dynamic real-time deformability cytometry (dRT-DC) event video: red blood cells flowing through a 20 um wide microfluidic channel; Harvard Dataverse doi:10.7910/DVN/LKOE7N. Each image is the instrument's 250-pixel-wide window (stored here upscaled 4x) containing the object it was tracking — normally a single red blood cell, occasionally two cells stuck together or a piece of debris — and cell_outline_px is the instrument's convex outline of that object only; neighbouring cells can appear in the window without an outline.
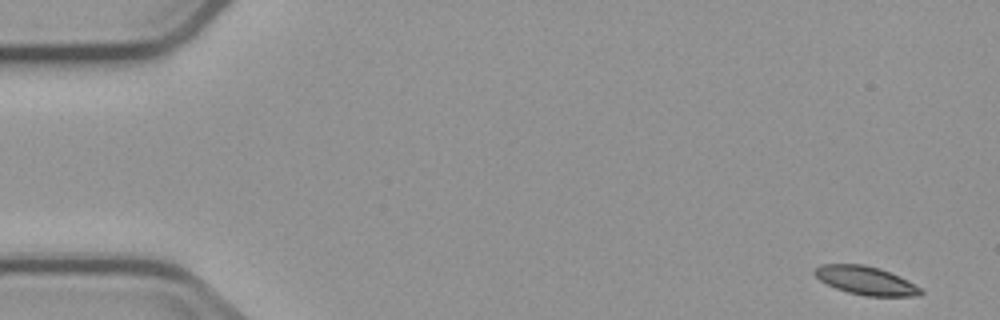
{"species": "common noctule bat (a hibernating species)", "species_latin": "Nyctalus noctula", "temperature_condition": "cold", "stored_images_in_passage": 5, "camera_frame_rate_fps": 3000, "um_per_image_px": 0.085, "animal": {"sex": "male", "body_mass_g": 23.1, "forearm_length_mm": 52.7}, "frame": {"image": 1, "passage_image": 1, "time_ms": 0.0, "image_size_px": [1000, 320], "cell_outline_px": [[924, 292], [920, 296], [864, 296], [848, 292], [836, 288], [820, 280], [812, 272], [820, 264], [864, 264], [880, 268], [920, 288]], "centroid_in_image_um": [73.55, 23.84], "position_along_channel_um": 11.5, "area_um2": 17.28}}
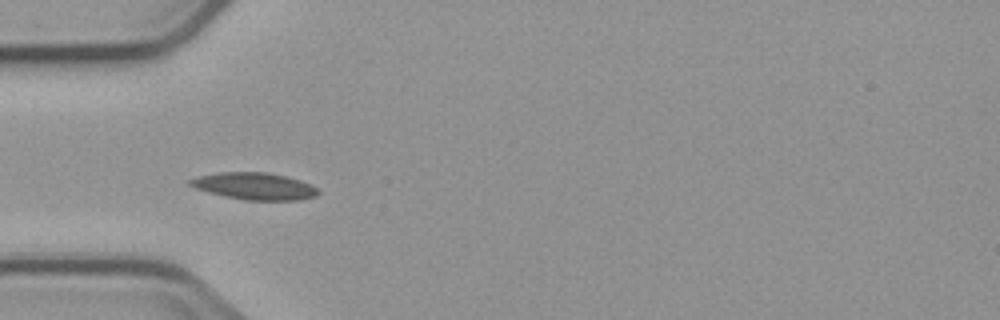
{"frame": {"image": 2, "passage_image": 4, "time_ms": 5.0, "image_size_px": [1000, 320], "cell_outline_px": [[320, 192], [316, 196], [300, 200], [244, 200], [224, 196], [208, 192], [196, 188], [188, 184], [188, 180], [196, 176], [216, 172], [264, 172], [284, 176], [300, 180], [316, 188]], "centroid_in_image_um": [21.58, 15.82], "position_along_channel_um": 63.4, "area_um2": 20.11}}
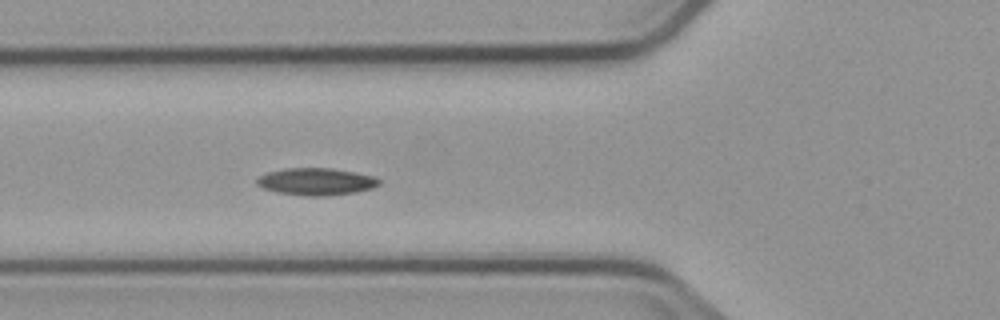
{"frame": {"image": 3, "passage_image": 5, "time_ms": 6.0, "image_size_px": [1000, 320], "cell_outline_px": [[380, 184], [372, 188], [356, 192], [328, 196], [304, 196], [276, 192], [264, 188], [256, 184], [256, 180], [260, 176], [268, 172], [288, 168], [332, 168], [356, 172], [372, 176], [380, 180]], "centroid_in_image_um": [26.88, 15.44], "position_along_channel_um": 98.9, "area_um2": 19.36}}